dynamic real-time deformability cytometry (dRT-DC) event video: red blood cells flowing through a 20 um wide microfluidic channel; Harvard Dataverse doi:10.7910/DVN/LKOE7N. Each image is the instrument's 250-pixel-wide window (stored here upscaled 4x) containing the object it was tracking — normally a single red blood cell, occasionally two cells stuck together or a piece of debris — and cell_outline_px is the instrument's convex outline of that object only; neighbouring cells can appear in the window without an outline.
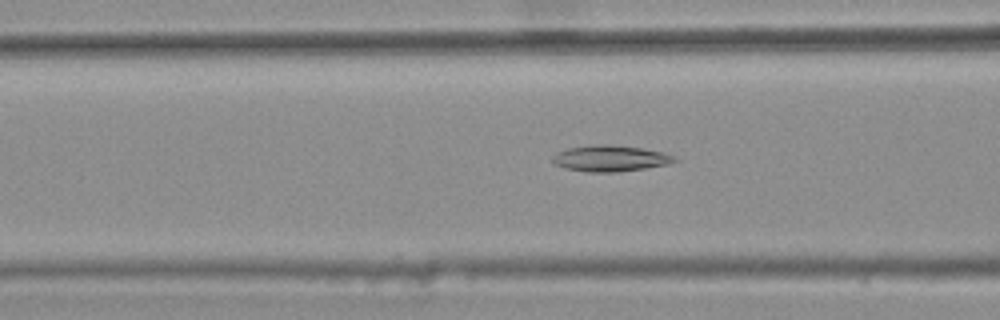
{"species": "common noctule bat (a hibernating species)", "species_latin": "Nyctalus noctula", "temperature_condition": "warm", "stored_images_in_passage": 44, "camera_frame_rate_fps": 3000, "um_per_image_px": 0.085, "animal": {"sex": "female", "body_mass_g": 25.1}, "frame": {"image": 1, "passage_image": 16, "time_ms": 5.0, "image_size_px": [1000, 320], "cell_outline_px": [[680, 160], [668, 164], [644, 168], [616, 172], [588, 172], [568, 168], [556, 164], [552, 160], [552, 156], [556, 152], [568, 148], [592, 144], [608, 144], [644, 148], [660, 152], [672, 156]], "centroid_in_image_um": [51.86, 13.45], "position_along_channel_um": 114.7, "area_um2": 18.44}}
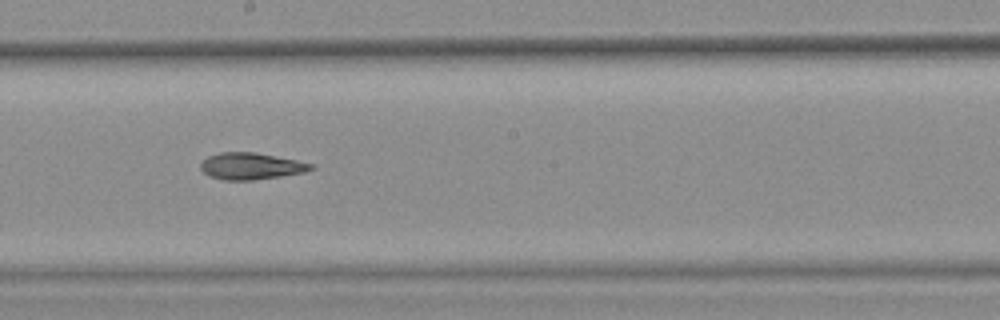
{"frame": {"image": 2, "passage_image": 25, "time_ms": 8.0, "image_size_px": [1000, 320], "cell_outline_px": [[316, 168], [304, 172], [280, 176], [252, 180], [224, 180], [212, 176], [204, 172], [200, 168], [200, 164], [208, 156], [220, 152], [256, 152], [316, 164]], "centroid_in_image_um": [21.37, 14.11], "position_along_channel_um": 226.8, "area_um2": 17.11}}
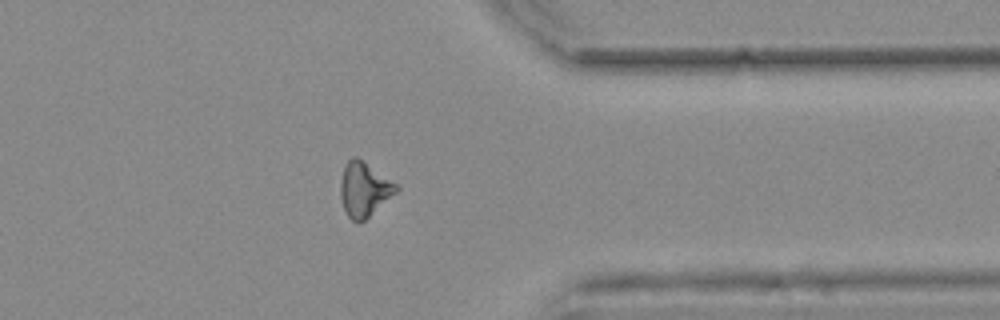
{"frame": {"image": 3, "passage_image": 38, "time_ms": 12.333, "image_size_px": [1000, 320], "cell_outline_px": [[400, 188], [396, 192], [360, 224], [352, 220], [348, 216], [344, 208], [340, 196], [340, 180], [344, 164], [352, 156], [356, 156], [396, 184]], "centroid_in_image_um": [30.91, 16.09], "position_along_channel_um": 380.5, "area_um2": 17.46}, "authors_computed_cell_mechanics": {"area_um2": 17.5134, "velocity_mm_per_s": 3.7416, "shape_relaxation_time_tau1_ms": null, "shape_relaxation_time_tau2_ms": 7.0328, "deformation_change_tau1": null, "deformation_change_tau2": 0.1698}}